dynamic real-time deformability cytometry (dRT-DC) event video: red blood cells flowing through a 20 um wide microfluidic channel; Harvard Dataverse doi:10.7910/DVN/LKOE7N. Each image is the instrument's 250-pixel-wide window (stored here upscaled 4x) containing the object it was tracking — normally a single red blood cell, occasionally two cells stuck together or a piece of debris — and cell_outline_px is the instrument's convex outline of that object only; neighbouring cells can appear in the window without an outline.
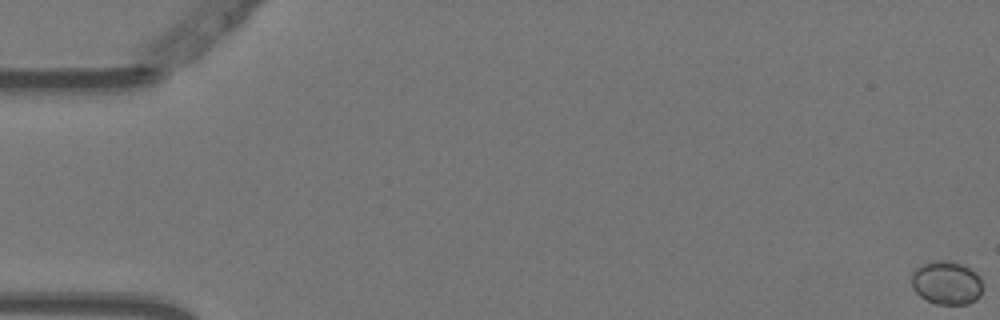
{"species": "Egyptian fruit bat (a non-hibernating species)", "species_latin": "Rousettus aegyptiacus", "temperature_condition": "warm", "stored_images_in_passage": 5, "camera_frame_rate_fps": 3000, "um_per_image_px": 0.085, "animal": {"sex": "female"}, "frame": {"image": 1, "passage_image": 1, "time_ms": 0.0, "image_size_px": [1000, 320], "cell_outline_px": [[984, 288], [980, 296], [976, 300], [968, 304], [936, 304], [920, 296], [912, 288], [912, 272], [916, 268], [932, 260], [948, 260], [960, 264], [976, 272]], "centroid_in_image_um": [80.47, 24.05], "position_along_channel_um": 4.5, "area_um2": 18.09}}